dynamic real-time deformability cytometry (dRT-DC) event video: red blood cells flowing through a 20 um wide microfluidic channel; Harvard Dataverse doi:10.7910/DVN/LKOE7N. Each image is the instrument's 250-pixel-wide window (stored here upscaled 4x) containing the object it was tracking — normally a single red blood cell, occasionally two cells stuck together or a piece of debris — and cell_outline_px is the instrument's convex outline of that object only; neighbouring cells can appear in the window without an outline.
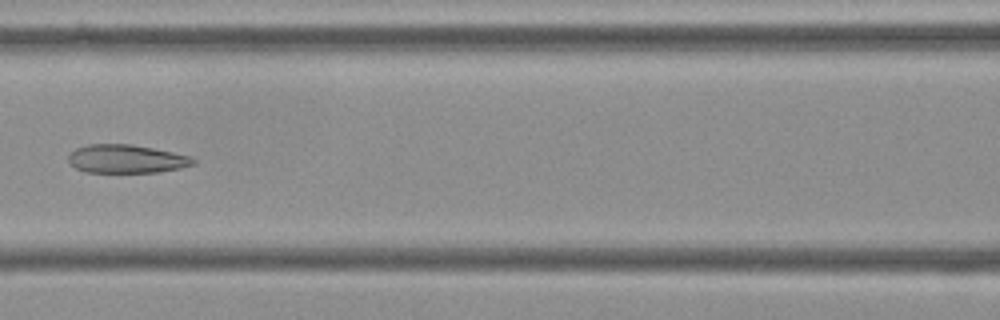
{"species": "Egyptian fruit bat (a non-hibernating species)", "species_latin": "Rousettus aegyptiacus", "temperature_condition": "cold", "stored_images_in_passage": 9, "camera_frame_rate_fps": 3000, "um_per_image_px": 0.085, "frame": {"image": 1, "passage_image": 7, "time_ms": 2.0, "image_size_px": [1000, 320], "cell_outline_px": [[196, 164], [180, 168], [160, 172], [84, 172], [76, 168], [68, 160], [68, 156], [76, 148], [88, 144], [132, 144], [192, 156], [196, 160]], "centroid_in_image_um": [10.77, 13.51], "position_along_channel_um": 155.8, "area_um2": 20.69}}
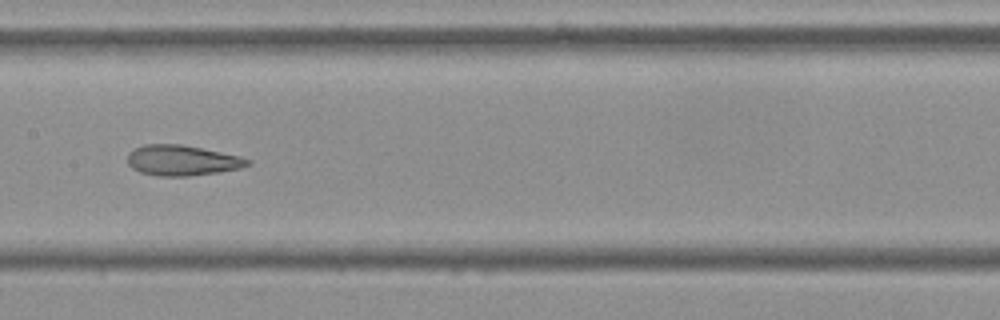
{"frame": {"image": 2, "passage_image": 8, "time_ms": 2.333, "image_size_px": [1000, 320], "cell_outline_px": [[252, 164], [240, 168], [220, 172], [188, 176], [156, 176], [140, 172], [132, 168], [128, 164], [128, 152], [144, 144], [180, 144], [240, 156], [252, 160]], "centroid_in_image_um": [15.48, 13.64], "position_along_channel_um": 191.9, "area_um2": 21.33}}
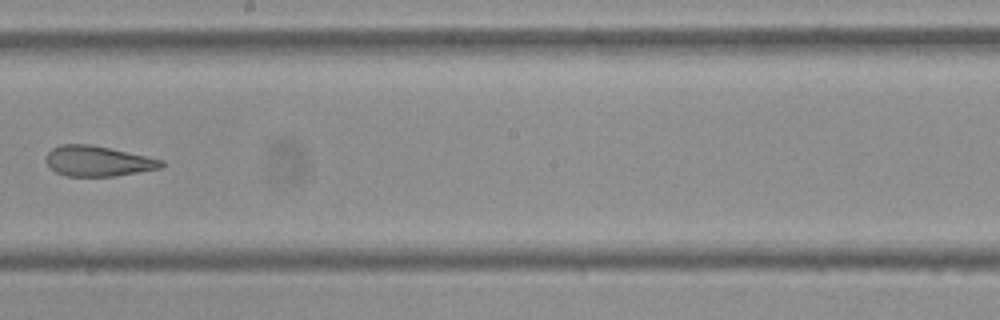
{"frame": {"image": 3, "passage_image": 9, "time_ms": 2.667, "image_size_px": [1000, 320], "cell_outline_px": [[164, 164], [160, 168], [140, 172], [116, 176], [68, 176], [56, 172], [44, 160], [48, 152], [52, 148], [60, 144], [92, 144], [164, 160]], "centroid_in_image_um": [8.31, 13.69], "position_along_channel_um": 239.9, "area_um2": 20.4}}